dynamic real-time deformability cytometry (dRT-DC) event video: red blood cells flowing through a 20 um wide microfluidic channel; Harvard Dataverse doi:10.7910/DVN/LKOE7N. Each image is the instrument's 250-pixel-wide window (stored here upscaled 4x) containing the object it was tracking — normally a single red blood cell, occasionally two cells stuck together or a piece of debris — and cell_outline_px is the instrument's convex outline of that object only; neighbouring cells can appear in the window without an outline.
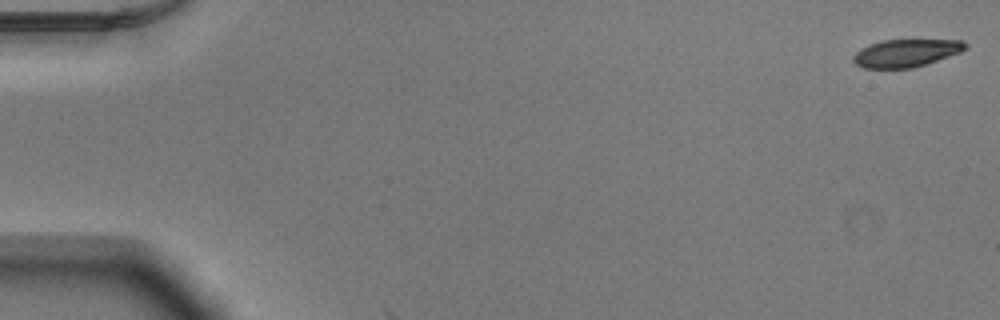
{"species": "Egyptian fruit bat (a non-hibernating species)", "species_latin": "Rousettus aegyptiacus", "temperature_condition": "warm", "stored_images_in_passage": 3, "camera_frame_rate_fps": 3000, "um_per_image_px": 0.085, "animal": {"sex": "male"}, "frame": {"image": 1, "passage_image": 1, "time_ms": 0.0, "image_size_px": [1000, 320], "cell_outline_px": [[968, 48], [960, 52], [928, 64], [912, 68], [864, 68], [856, 64], [852, 60], [852, 56], [860, 48], [880, 40], [912, 36], [964, 40], [968, 44]], "centroid_in_image_um": [77.09, 4.43], "position_along_channel_um": 7.9, "area_um2": 19.48}}